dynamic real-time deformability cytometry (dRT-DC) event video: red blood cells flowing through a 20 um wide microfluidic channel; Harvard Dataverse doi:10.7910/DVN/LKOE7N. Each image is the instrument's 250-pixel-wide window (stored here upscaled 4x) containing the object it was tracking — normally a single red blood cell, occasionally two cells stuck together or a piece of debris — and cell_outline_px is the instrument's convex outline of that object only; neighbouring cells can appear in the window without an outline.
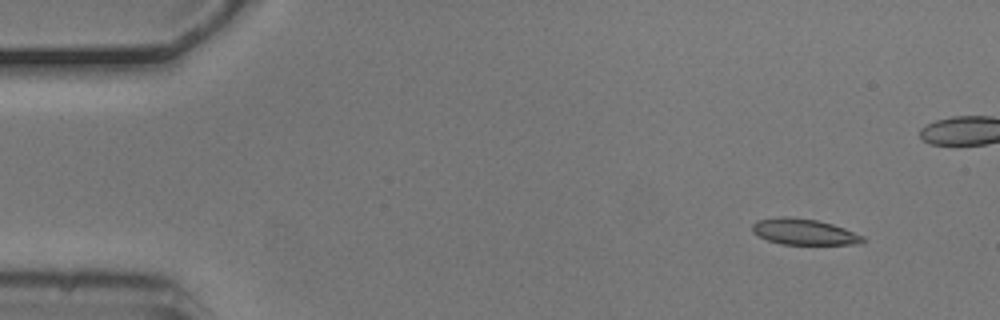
{"species": "common noctule bat (a hibernating species)", "species_latin": "Nyctalus noctula", "temperature_condition": "cold", "stored_images_in_passage": 6, "camera_frame_rate_fps": 3000, "um_per_image_px": 0.085, "animal": {"sex": "male", "body_mass_g": 20.5, "forearm_length_mm": 52.5}, "frame": {"image": 1, "passage_image": 2, "time_ms": 0.333, "image_size_px": [1000, 320], "cell_outline_px": [[864, 240], [860, 244], [780, 244], [768, 240], [752, 232], [752, 224], [756, 220], [780, 216], [788, 216], [816, 220], [832, 224], [844, 228], [864, 236]], "centroid_in_image_um": [68.31, 19.69], "position_along_channel_um": 16.7, "area_um2": 16.7}}
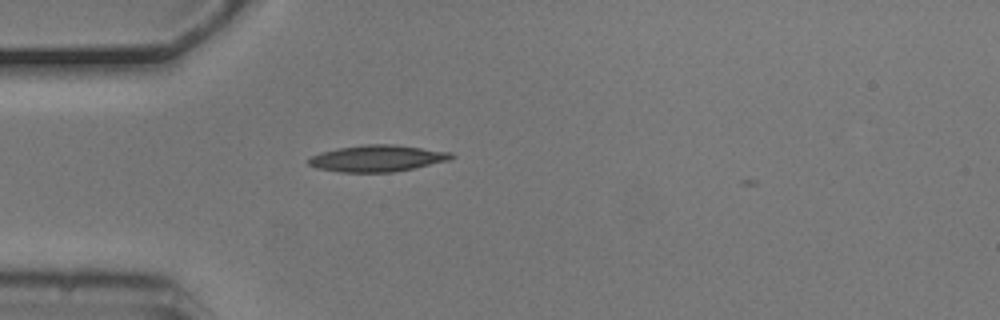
{"frame": {"image": 2, "passage_image": 6, "time_ms": 1.667, "image_size_px": [1000, 320], "cell_outline_px": [[456, 156], [448, 160], [412, 168], [392, 172], [340, 172], [316, 168], [308, 164], [308, 160], [312, 156], [320, 152], [336, 148], [364, 144], [392, 144], [452, 152]], "centroid_in_image_um": [32.04, 13.45], "position_along_channel_um": 53.0, "area_um2": 21.96}}